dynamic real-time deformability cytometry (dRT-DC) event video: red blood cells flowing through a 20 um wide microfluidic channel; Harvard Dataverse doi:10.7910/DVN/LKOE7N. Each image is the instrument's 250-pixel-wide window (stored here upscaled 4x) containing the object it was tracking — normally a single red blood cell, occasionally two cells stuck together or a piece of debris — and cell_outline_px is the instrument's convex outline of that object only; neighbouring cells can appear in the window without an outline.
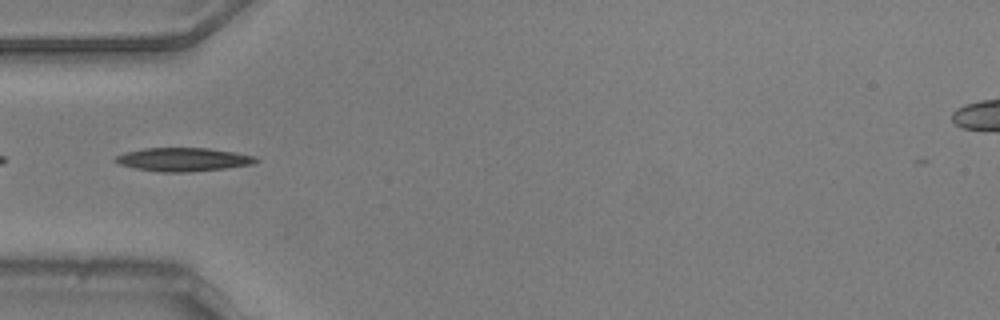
{"species": "common noctule bat (a hibernating species)", "species_latin": "Nyctalus noctula", "temperature_condition": "warm", "stored_images_in_passage": 38, "camera_frame_rate_fps": 3000, "um_per_image_px": 0.085, "animal": {"sex": "male", "body_mass_g": 20.5, "forearm_length_mm": 52.5}, "frame": {"image": 1, "passage_image": 1, "time_ms": 0.0, "image_size_px": [1000, 320], "cell_outline_px": [[260, 160], [252, 164], [224, 168], [188, 172], [160, 172], [136, 168], [120, 164], [112, 160], [116, 156], [128, 152], [144, 148], [208, 148], [256, 156]], "centroid_in_image_um": [15.58, 13.55], "position_along_channel_um": 69.4, "area_um2": 19.02}}
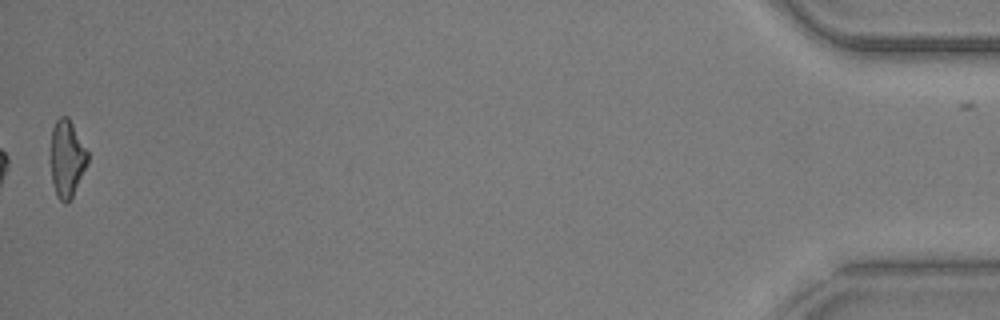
{"frame": {"image": 2, "passage_image": 37, "time_ms": 12.0, "image_size_px": [1000, 320], "cell_outline_px": [[88, 164], [68, 204], [64, 204], [56, 196], [52, 180], [48, 160], [52, 128], [56, 120], [60, 116], [68, 116], [88, 152]], "centroid_in_image_um": [5.64, 13.49], "position_along_channel_um": 429.6, "area_um2": 17.17}, "authors_computed_cell_mechanics": {"area_um2": 17.6001, "velocity_mm_per_s": 3.7984, "shape_relaxation_time_tau1_ms": 6.6567, "shape_relaxation_time_tau2_ms": 2.3134, "deformation_change_tau1": 0.2108, "deformation_change_tau2": 0.1027}}